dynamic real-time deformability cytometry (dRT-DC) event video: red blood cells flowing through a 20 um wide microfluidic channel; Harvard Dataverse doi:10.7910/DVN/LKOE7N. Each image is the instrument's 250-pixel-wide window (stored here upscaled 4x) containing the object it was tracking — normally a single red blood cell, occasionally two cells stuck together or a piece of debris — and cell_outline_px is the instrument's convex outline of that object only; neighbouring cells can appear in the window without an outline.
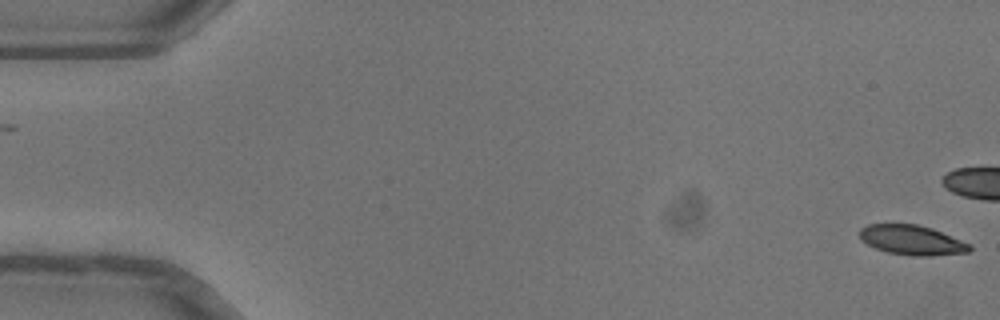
{"species": "common noctule bat (a hibernating species)", "species_latin": "Nyctalus noctula", "temperature_condition": "warm", "stored_images_in_passage": 26, "camera_frame_rate_fps": 3000, "um_per_image_px": 0.085, "animal": {"sex": "female"}, "frame": {"image": 1, "passage_image": 1, "time_ms": 0.0, "image_size_px": [1000, 320], "cell_outline_px": [[972, 248], [968, 252], [932, 256], [912, 256], [888, 252], [876, 248], [860, 240], [860, 228], [868, 224], [916, 224], [932, 228], [972, 244]], "centroid_in_image_um": [77.53, 20.41], "position_along_channel_um": 7.5, "area_um2": 19.13}}